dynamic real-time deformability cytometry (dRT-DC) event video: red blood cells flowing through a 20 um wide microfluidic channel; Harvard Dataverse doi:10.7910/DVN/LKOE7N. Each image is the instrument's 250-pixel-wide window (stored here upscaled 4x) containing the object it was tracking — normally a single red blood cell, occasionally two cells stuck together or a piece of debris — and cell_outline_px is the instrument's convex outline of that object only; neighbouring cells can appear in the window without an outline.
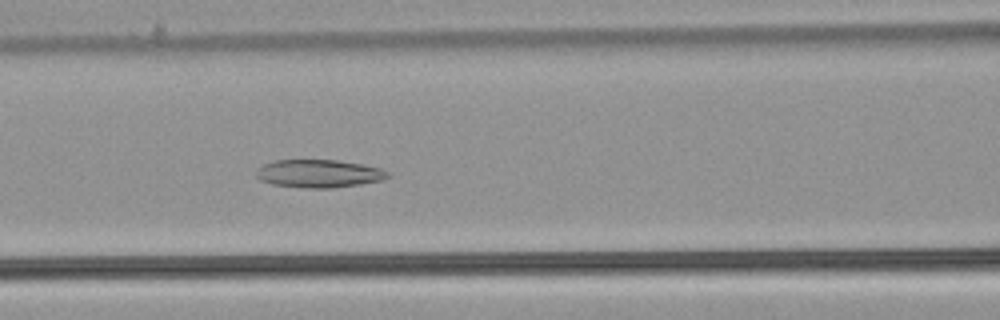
{"species": "common noctule bat (a hibernating species)", "species_latin": "Nyctalus noctula", "temperature_condition": "warm", "stored_images_in_passage": 43, "camera_frame_rate_fps": 3000, "um_per_image_px": 0.085, "animal": {"sex": "male", "body_mass_g": 21.5, "forearm_length_mm": 52.0}, "frame": {"image": 1, "passage_image": 13, "time_ms": 4.0, "image_size_px": [1000, 320], "cell_outline_px": [[392, 176], [380, 180], [360, 184], [332, 188], [308, 188], [272, 184], [260, 180], [256, 176], [256, 168], [272, 160], [336, 160], [364, 164], [380, 168], [388, 172]], "centroid_in_image_um": [27.09, 14.75], "position_along_channel_um": 139.5, "area_um2": 21.5}}
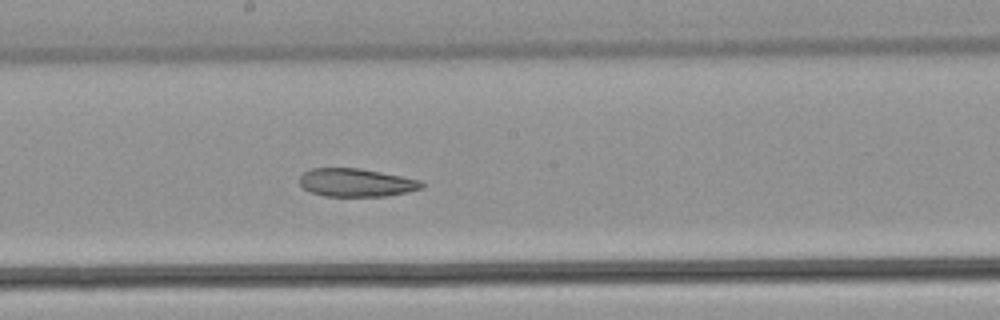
{"frame": {"image": 2, "passage_image": 19, "time_ms": 6.0, "image_size_px": [1000, 320], "cell_outline_px": [[424, 188], [408, 192], [384, 196], [324, 196], [308, 192], [300, 184], [300, 176], [304, 172], [312, 168], [360, 168], [420, 180], [424, 184]], "centroid_in_image_um": [30.26, 15.52], "position_along_channel_um": 217.9, "area_um2": 20.06}}
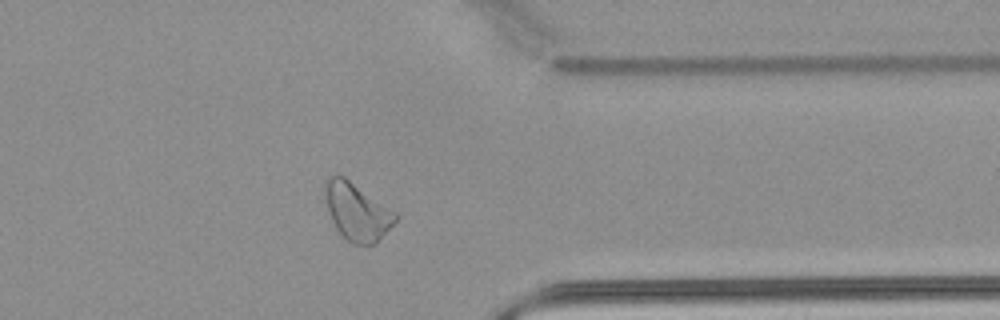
{"frame": {"image": 3, "passage_image": 32, "time_ms": 10.333, "image_size_px": [1000, 320], "cell_outline_px": [[400, 216], [376, 244], [352, 244], [336, 228], [332, 220], [328, 208], [324, 188], [324, 184], [328, 176], [336, 172], [344, 176], [396, 212]], "centroid_in_image_um": [30.35, 17.96], "position_along_channel_um": 381.0, "area_um2": 23.47}}